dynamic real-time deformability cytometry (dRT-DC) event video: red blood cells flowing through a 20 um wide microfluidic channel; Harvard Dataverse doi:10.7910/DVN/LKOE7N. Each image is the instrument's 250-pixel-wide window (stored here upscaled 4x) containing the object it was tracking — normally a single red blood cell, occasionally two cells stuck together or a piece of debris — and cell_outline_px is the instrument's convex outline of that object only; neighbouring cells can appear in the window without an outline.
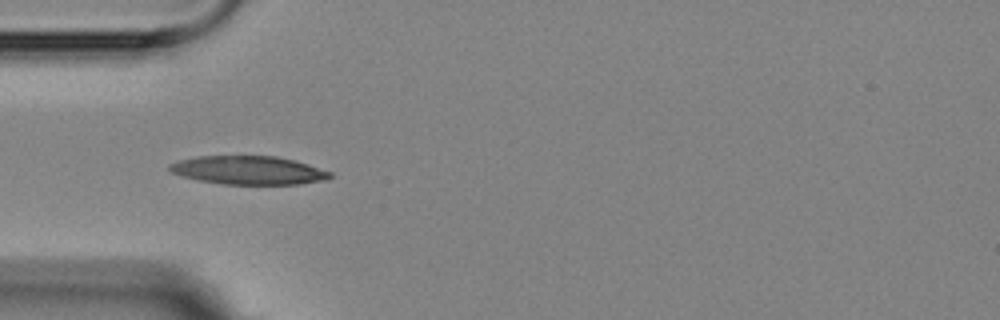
{"species": "Egyptian fruit bat (a non-hibernating species)", "species_latin": "Rousettus aegyptiacus", "temperature_condition": "room temperature", "stored_images_in_passage": 15, "camera_frame_rate_fps": 3000, "um_per_image_px": 0.085, "animal": {"sex": "female"}, "frame": {"image": 1, "passage_image": 4, "time_ms": 3.333, "image_size_px": [1000, 320], "cell_outline_px": [[332, 176], [324, 180], [300, 184], [224, 184], [200, 180], [184, 176], [172, 172], [168, 168], [168, 164], [180, 160], [196, 156], [276, 156], [308, 164], [332, 172]], "centroid_in_image_um": [21.13, 14.46], "position_along_channel_um": 63.9, "area_um2": 26.41}}
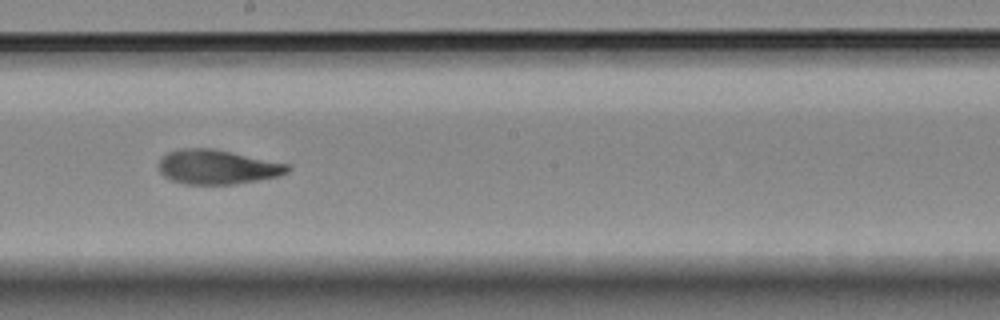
{"frame": {"image": 2, "passage_image": 8, "time_ms": 8.0, "image_size_px": [1000, 320], "cell_outline_px": [[292, 168], [288, 172], [280, 176], [232, 184], [184, 184], [172, 180], [164, 176], [160, 172], [156, 164], [168, 152], [180, 148], [212, 148], [288, 164]], "centroid_in_image_um": [18.44, 14.19], "position_along_channel_um": 229.8, "area_um2": 25.78}}
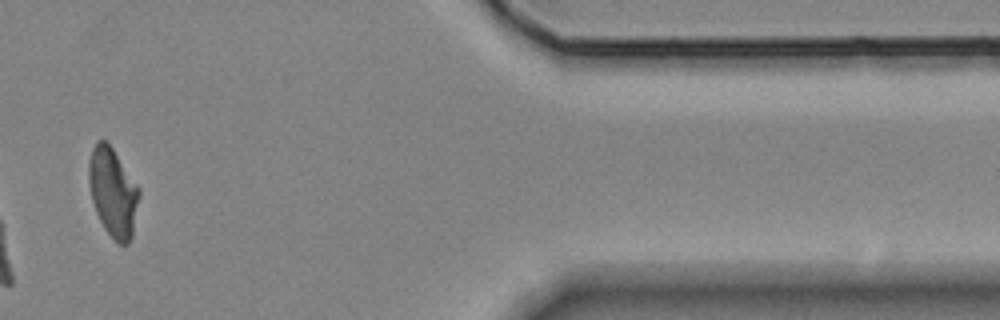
{"frame": {"image": 3, "passage_image": 13, "time_ms": 14.0, "image_size_px": [1000, 320], "cell_outline_px": [[140, 196], [132, 236], [128, 244], [116, 244], [104, 228], [96, 212], [92, 200], [88, 180], [88, 164], [92, 148], [96, 140], [104, 140], [112, 148], [140, 188]], "centroid_in_image_um": [9.6, 16.36], "position_along_channel_um": 401.8, "area_um2": 26.13}, "authors_computed_cell_mechanics": {"area_um2": 26.1256, "velocity_mm_per_s": 3.5572, "shape_relaxation_time_tau1_ms": 6.2325, "shape_relaxation_time_tau2_ms": 1.782, "deformation_change_tau1": 0.1519, "deformation_change_tau2": 0.0646}}